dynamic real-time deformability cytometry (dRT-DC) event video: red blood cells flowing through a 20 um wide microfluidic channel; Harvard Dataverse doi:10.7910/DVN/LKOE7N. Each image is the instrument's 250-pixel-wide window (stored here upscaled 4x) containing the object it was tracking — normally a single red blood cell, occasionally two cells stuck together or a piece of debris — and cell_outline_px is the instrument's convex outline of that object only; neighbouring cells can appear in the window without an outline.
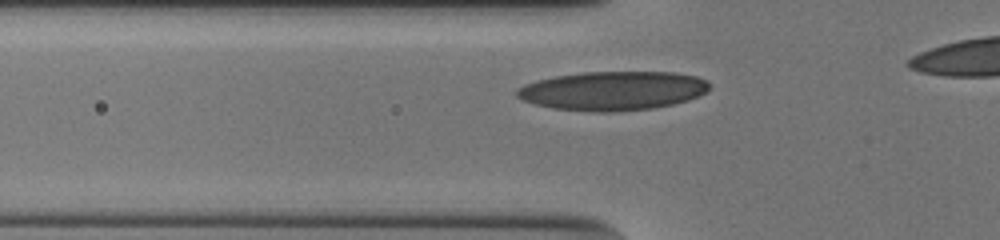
{"species": "human", "species_latin": "Homo sapiens", "temperature_condition": "cold", "stored_images_in_passage": 30, "camera_frame_rate_fps": 3000, "um_per_image_px": 0.085, "donor": {"sex": "male"}, "frame": {"image": 1, "passage_image": 5, "time_ms": 1.333, "image_size_px": [1000, 240], "cell_outline_px": [[708, 88], [704, 92], [688, 100], [672, 104], [652, 108], [616, 112], [592, 112], [552, 108], [536, 104], [524, 100], [516, 96], [516, 88], [524, 84], [536, 80], [556, 76], [584, 72], [676, 72], [696, 76], [708, 80]], "centroid_in_image_um": [52.06, 7.71], "position_along_channel_um": 73.7, "area_um2": 43.75}}
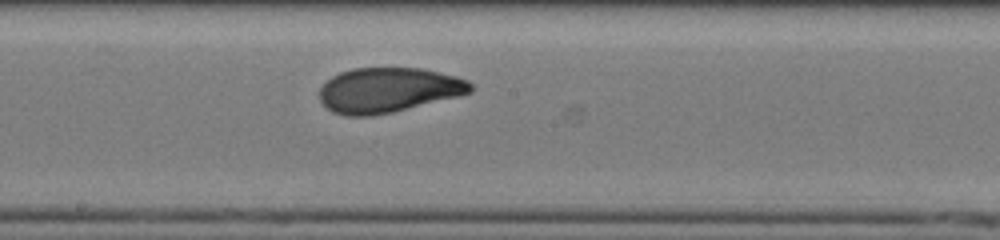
{"frame": {"image": 2, "passage_image": 16, "time_ms": 5.0, "image_size_px": [1000, 240], "cell_outline_px": [[472, 92], [460, 96], [392, 112], [372, 116], [344, 116], [332, 112], [320, 100], [320, 88], [332, 76], [340, 72], [352, 68], [420, 68], [456, 76], [468, 80], [472, 84]], "centroid_in_image_um": [33.01, 7.66], "position_along_channel_um": 215.2, "area_um2": 39.54}}
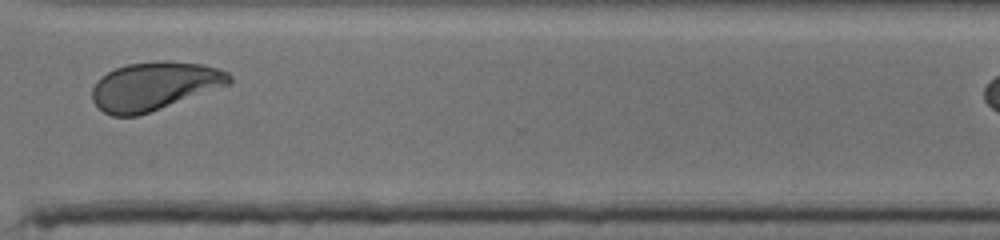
{"frame": {"image": 3, "passage_image": 27, "time_ms": 8.667, "image_size_px": [1000, 240], "cell_outline_px": [[232, 84], [140, 116], [112, 116], [104, 112], [92, 100], [92, 88], [96, 80], [100, 76], [116, 68], [128, 64], [164, 60], [168, 60], [200, 64], [220, 68], [228, 72], [232, 76]], "centroid_in_image_um": [13.15, 7.32], "position_along_channel_um": 357.4, "area_um2": 39.07}, "authors_computed_cell_mechanics": {"area_um2": 39.8531, "velocity_mm_per_s": 3.8657, "shape_relaxation_time_tau1_ms": 3.5995, "shape_relaxation_time_tau2_ms": 1.1769, "deformation_change_tau1": 0.1578, "deformation_change_tau2": 0.0603}}